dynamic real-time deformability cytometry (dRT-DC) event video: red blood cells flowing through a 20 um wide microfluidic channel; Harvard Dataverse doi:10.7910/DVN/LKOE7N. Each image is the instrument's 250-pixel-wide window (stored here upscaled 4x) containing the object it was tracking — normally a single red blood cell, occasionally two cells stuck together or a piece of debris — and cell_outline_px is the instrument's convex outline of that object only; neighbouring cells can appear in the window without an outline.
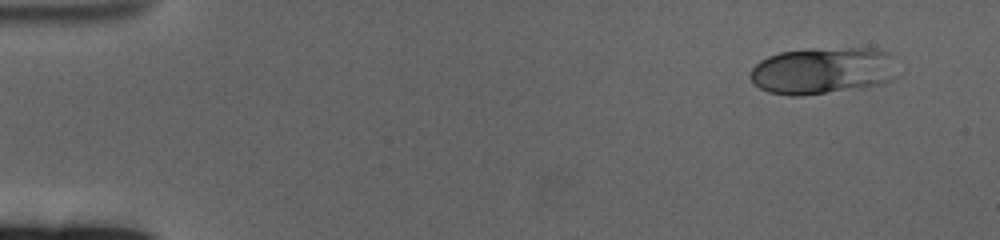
{"species": "human", "species_latin": "Homo sapiens", "temperature_condition": "cold", "stored_images_in_passage": 57, "camera_frame_rate_fps": 3000, "um_per_image_px": 0.085, "donor": {"sex": "female"}, "frame": {"image": 1, "passage_image": 1, "time_ms": 0.0, "image_size_px": [1000, 240], "cell_outline_px": [[896, 76], [892, 80], [880, 84], [864, 88], [800, 96], [792, 96], [768, 92], [752, 84], [748, 76], [752, 68], [760, 60], [768, 56], [780, 52], [808, 48], [876, 48], [888, 52], [896, 56]], "centroid_in_image_um": [69.96, 6.0], "position_along_channel_um": 15.0, "area_um2": 41.21}}
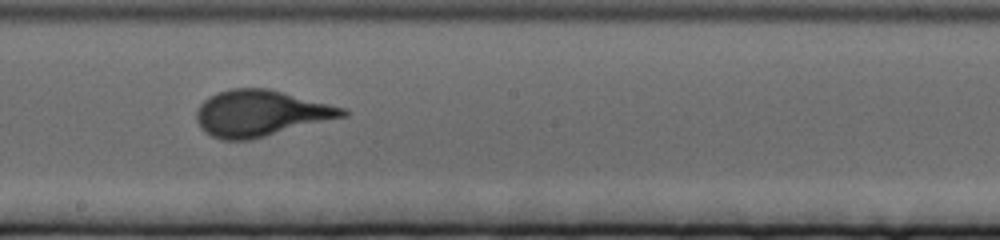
{"frame": {"image": 2, "passage_image": 31, "time_ms": 10.0, "image_size_px": [1000, 240], "cell_outline_px": [[348, 116], [248, 140], [220, 140], [204, 132], [200, 128], [196, 120], [196, 112], [200, 104], [208, 96], [216, 92], [232, 88], [268, 88], [348, 108]], "centroid_in_image_um": [22.16, 9.62], "position_along_channel_um": 226.0, "area_um2": 39.59}}
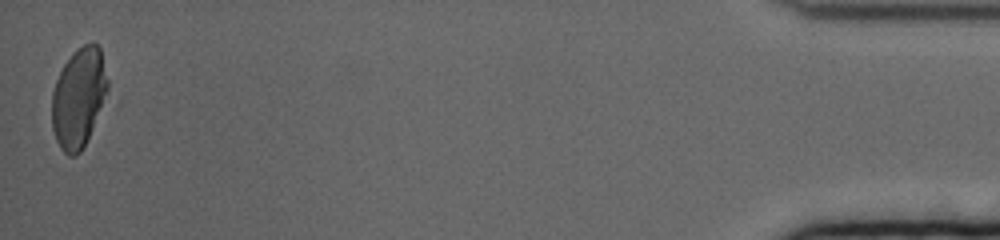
{"frame": {"image": 3, "passage_image": 57, "time_ms": 18.667, "image_size_px": [1000, 240], "cell_outline_px": [[112, 96], [80, 152], [76, 156], [68, 156], [60, 148], [56, 140], [52, 128], [52, 92], [56, 80], [64, 64], [84, 44], [92, 40], [100, 48]], "centroid_in_image_um": [6.76, 8.35], "position_along_channel_um": 428.4, "area_um2": 33.29}, "authors_computed_cell_mechanics": {"area_um2": 37.3388, "velocity_mm_per_s": 3.309, "shape_relaxation_time_tau1_ms": 3.4305, "shape_relaxation_time_tau2_ms": null, "deformation_change_tau1": 0.1575, "deformation_change_tau2": null}}